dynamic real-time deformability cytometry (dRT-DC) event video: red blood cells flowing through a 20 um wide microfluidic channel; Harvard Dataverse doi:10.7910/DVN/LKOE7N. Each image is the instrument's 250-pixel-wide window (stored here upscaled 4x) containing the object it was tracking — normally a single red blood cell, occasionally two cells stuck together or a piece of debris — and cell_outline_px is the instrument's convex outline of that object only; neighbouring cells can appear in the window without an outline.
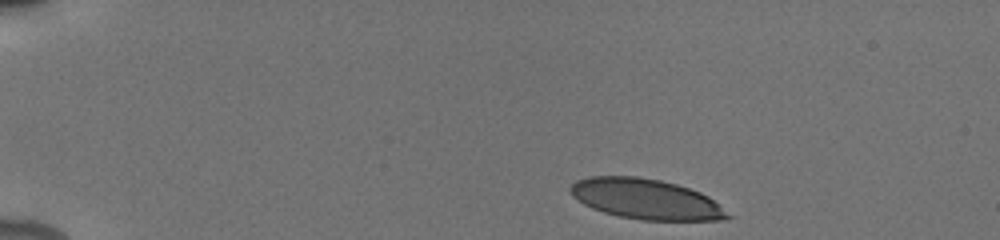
{"species": "human", "species_latin": "Homo sapiens", "temperature_condition": "cold", "stored_images_in_passage": 7, "camera_frame_rate_fps": 3000, "um_per_image_px": 0.085, "donor": {"sex": "male"}, "frame": {"image": 1, "passage_image": 1, "time_ms": 0.0, "image_size_px": [1000, 240], "cell_outline_px": [[732, 216], [720, 220], [644, 220], [620, 216], [604, 212], [592, 208], [584, 204], [572, 196], [568, 188], [576, 180], [588, 176], [636, 176], [660, 180], [676, 184], [700, 192], [708, 196]], "centroid_in_image_um": [54.86, 16.91], "position_along_channel_um": 30.1, "area_um2": 36.7}}
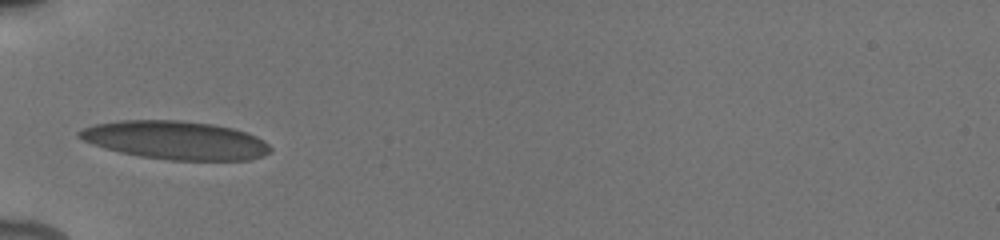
{"frame": {"image": 2, "passage_image": 6, "time_ms": 3.333, "image_size_px": [1000, 240], "cell_outline_px": [[272, 148], [264, 156], [248, 160], [168, 160], [140, 156], [120, 152], [104, 148], [92, 144], [76, 136], [76, 132], [80, 128], [92, 124], [120, 120], [180, 120], [212, 124], [232, 128], [256, 136], [264, 140]], "centroid_in_image_um": [14.87, 11.91], "position_along_channel_um": 70.1, "area_um2": 42.95}}